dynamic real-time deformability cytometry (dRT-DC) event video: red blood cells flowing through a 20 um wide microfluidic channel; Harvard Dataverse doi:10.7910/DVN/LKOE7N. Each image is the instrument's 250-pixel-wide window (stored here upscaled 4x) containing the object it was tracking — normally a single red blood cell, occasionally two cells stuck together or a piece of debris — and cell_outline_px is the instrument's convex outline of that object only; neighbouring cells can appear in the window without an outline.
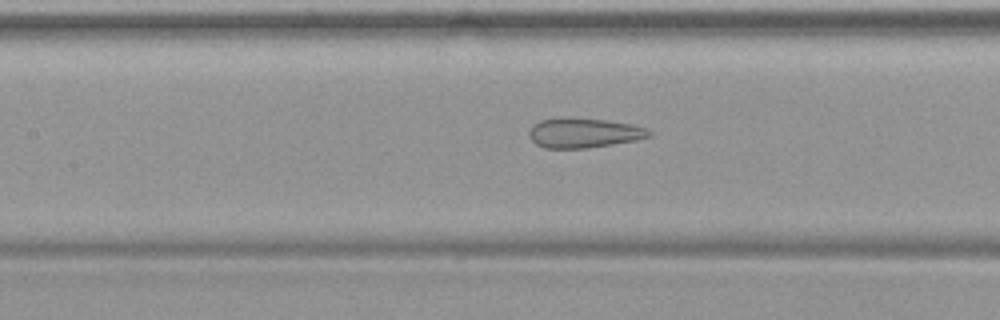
{"species": "common noctule bat (a hibernating species)", "species_latin": "Nyctalus noctula", "temperature_condition": "warm", "stored_images_in_passage": 14, "camera_frame_rate_fps": 3000, "um_per_image_px": 0.085, "animal": {"sex": "female", "body_mass_g": 19.9}, "frame": {"image": 1, "passage_image": 12, "time_ms": 3.667, "image_size_px": [1000, 320], "cell_outline_px": [[652, 136], [636, 140], [588, 148], [544, 148], [536, 144], [528, 136], [528, 132], [532, 124], [540, 120], [560, 116], [604, 120], [632, 124], [648, 128], [652, 132]], "centroid_in_image_um": [49.6, 11.28], "position_along_channel_um": 157.8, "area_um2": 21.15}}